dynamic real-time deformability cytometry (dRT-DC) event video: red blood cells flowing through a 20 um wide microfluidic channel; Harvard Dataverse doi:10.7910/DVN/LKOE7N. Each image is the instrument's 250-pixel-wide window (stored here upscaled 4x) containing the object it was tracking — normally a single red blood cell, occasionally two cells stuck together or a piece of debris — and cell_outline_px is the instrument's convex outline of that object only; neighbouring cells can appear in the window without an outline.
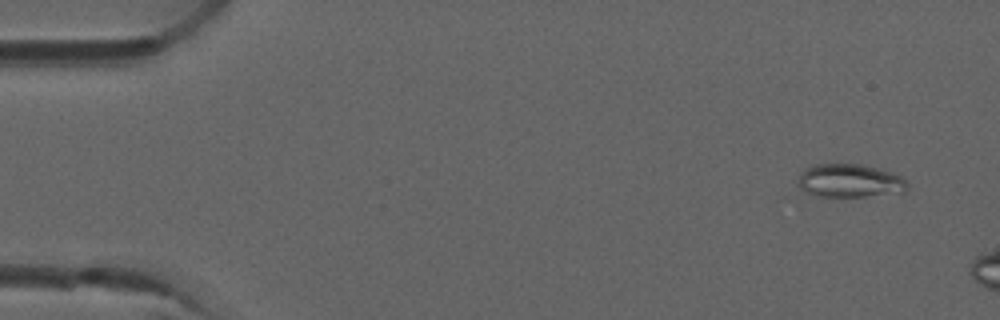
{"species": "common noctule bat (a hibernating species)", "species_latin": "Nyctalus noctula", "temperature_condition": "room temperature", "stored_images_in_passage": 3, "camera_frame_rate_fps": 3000, "um_per_image_px": 0.085, "animal": {"sex": "male", "forearm_length_mm": 52.5}, "frame": {"image": 1, "passage_image": 1, "time_ms": 0.0, "image_size_px": [1000, 320], "cell_outline_px": [[908, 188], [904, 192], [864, 196], [820, 196], [808, 192], [800, 188], [800, 176], [804, 168], [812, 164], [864, 164], [900, 176], [908, 184]], "centroid_in_image_um": [72.23, 15.35], "position_along_channel_um": 12.8, "area_um2": 20.87}}